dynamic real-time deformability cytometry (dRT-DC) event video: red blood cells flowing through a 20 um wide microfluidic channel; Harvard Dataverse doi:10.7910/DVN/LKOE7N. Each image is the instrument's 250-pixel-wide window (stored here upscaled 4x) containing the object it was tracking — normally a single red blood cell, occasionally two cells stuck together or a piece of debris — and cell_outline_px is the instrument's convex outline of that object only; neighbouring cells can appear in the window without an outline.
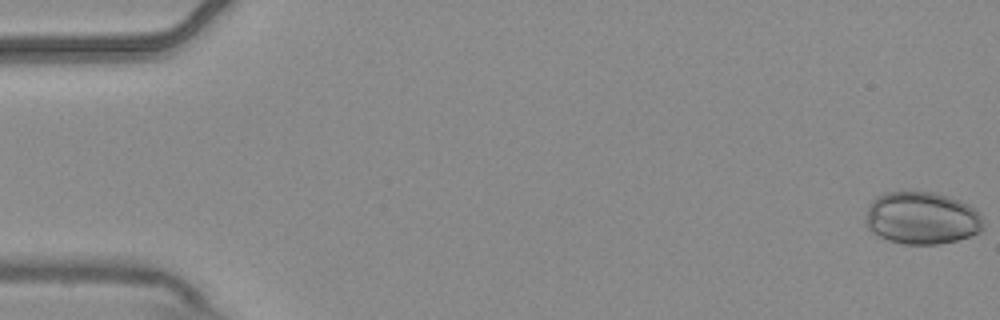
{"species": "common noctule bat (a hibernating species)", "species_latin": "Nyctalus noctula", "temperature_condition": "warm", "stored_images_in_passage": 5, "camera_frame_rate_fps": 3000, "um_per_image_px": 0.085, "animal": {"sex": "male", "body_mass_g": 20.4}, "frame": {"image": 1, "passage_image": 5, "time_ms": 1.333, "image_size_px": [1000, 320], "cell_outline_px": [[984, 228], [980, 232], [972, 236], [940, 244], [904, 244], [888, 240], [876, 236], [864, 224], [864, 220], [868, 208], [872, 200], [876, 196], [884, 192], [932, 192], [948, 196], [960, 200], [968, 204], [984, 220]], "centroid_in_image_um": [78.33, 18.55], "position_along_channel_um": 6.7, "area_um2": 36.3}}